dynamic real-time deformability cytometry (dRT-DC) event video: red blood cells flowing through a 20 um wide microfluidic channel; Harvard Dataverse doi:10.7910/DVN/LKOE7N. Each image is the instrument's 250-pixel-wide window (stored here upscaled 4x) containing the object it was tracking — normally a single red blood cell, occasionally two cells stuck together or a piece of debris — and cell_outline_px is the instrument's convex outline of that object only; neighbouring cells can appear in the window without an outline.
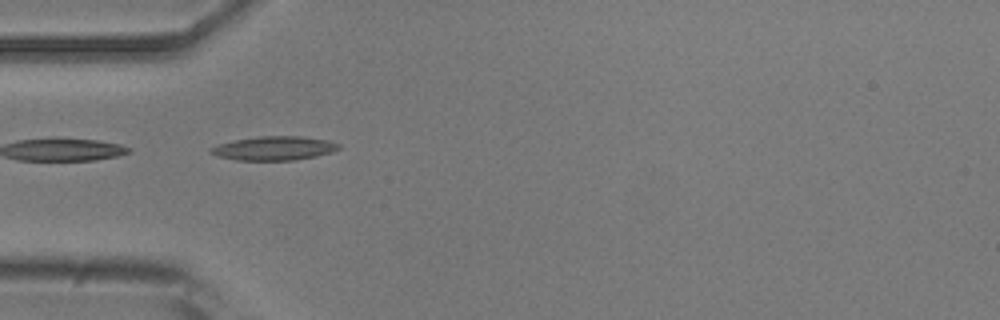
{"species": "common noctule bat (a hibernating species)", "species_latin": "Nyctalus noctula", "temperature_condition": "room temperature", "stored_images_in_passage": 6, "camera_frame_rate_fps": 3000, "um_per_image_px": 0.085, "animal": {"sex": "male", "body_mass_g": 20.5, "forearm_length_mm": 52.5}, "frame": {"image": 1, "passage_image": 5, "time_ms": 4.667, "image_size_px": [1000, 320], "cell_outline_px": [[340, 148], [332, 152], [316, 156], [296, 160], [236, 160], [216, 156], [208, 152], [208, 148], [216, 144], [256, 136], [300, 136], [328, 140], [340, 144]], "centroid_in_image_um": [23.26, 12.6], "position_along_channel_um": 61.7, "area_um2": 18.03}}